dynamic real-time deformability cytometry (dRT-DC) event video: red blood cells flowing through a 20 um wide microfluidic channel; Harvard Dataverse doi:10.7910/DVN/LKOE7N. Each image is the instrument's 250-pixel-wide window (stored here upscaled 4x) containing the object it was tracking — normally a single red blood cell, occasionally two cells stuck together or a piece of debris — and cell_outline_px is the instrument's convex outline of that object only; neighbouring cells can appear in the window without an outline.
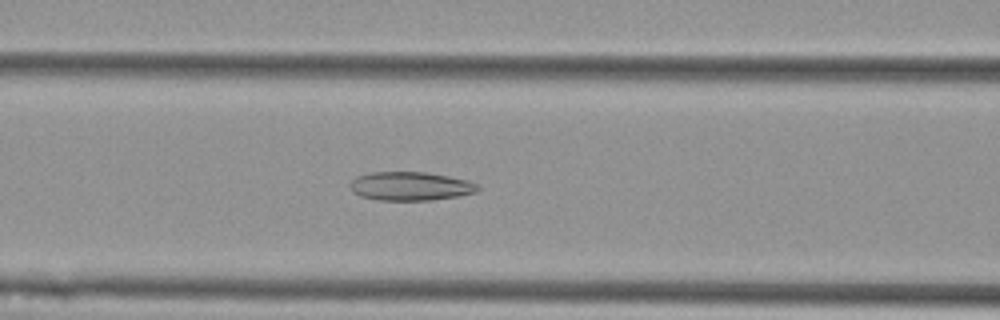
{"species": "Egyptian fruit bat (a non-hibernating species)", "species_latin": "Rousettus aegyptiacus", "temperature_condition": "cold", "stored_images_in_passage": 56, "camera_frame_rate_fps": 3000, "um_per_image_px": 0.085, "animal": {"sex": "female"}, "frame": {"image": 1, "passage_image": 23, "time_ms": 7.333, "image_size_px": [1000, 320], "cell_outline_px": [[480, 188], [476, 192], [460, 196], [432, 200], [380, 200], [360, 196], [352, 192], [348, 184], [356, 176], [372, 172], [428, 172], [468, 180], [476, 184]], "centroid_in_image_um": [34.87, 15.82], "position_along_channel_um": 131.7, "area_um2": 21.5}}
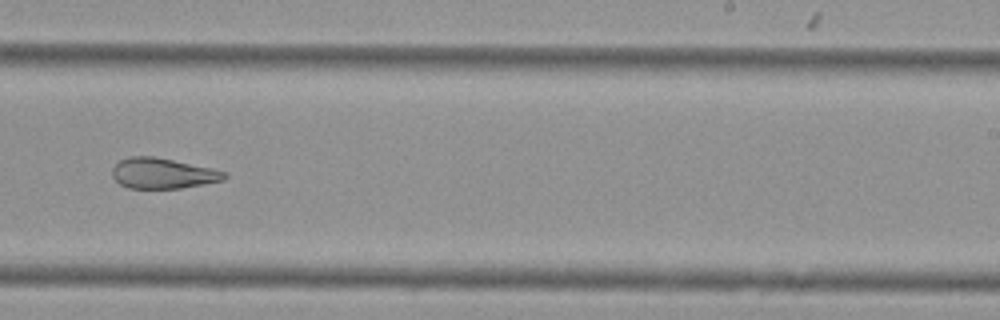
{"frame": {"image": 2, "passage_image": 35, "time_ms": 11.333, "image_size_px": [1000, 320], "cell_outline_px": [[228, 176], [224, 180], [204, 184], [180, 188], [128, 188], [120, 184], [112, 176], [112, 168], [120, 160], [128, 156], [152, 156], [212, 168], [228, 172]], "centroid_in_image_um": [13.85, 14.73], "position_along_channel_um": 275.2, "area_um2": 19.94}}
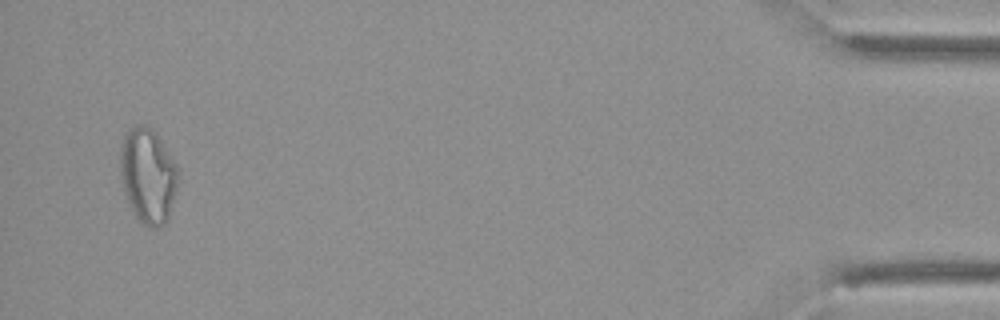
{"frame": {"image": 3, "passage_image": 54, "time_ms": 17.667, "image_size_px": [1000, 320], "cell_outline_px": [[176, 192], [168, 220], [164, 224], [156, 228], [148, 228], [140, 224], [124, 192], [120, 176], [120, 148], [124, 136], [136, 124], [144, 124], [160, 140], [176, 164]], "centroid_in_image_um": [12.55, 14.99], "position_along_channel_um": 422.6, "area_um2": 31.62}, "authors_computed_cell_mechanics": {"area_um2": 25.721, "velocity_mm_per_s": 3.603, "shape_relaxation_time_tau1_ms": null, "shape_relaxation_time_tau2_ms": 4.055, "deformation_change_tau1": null, "deformation_change_tau2": 0.1238}}